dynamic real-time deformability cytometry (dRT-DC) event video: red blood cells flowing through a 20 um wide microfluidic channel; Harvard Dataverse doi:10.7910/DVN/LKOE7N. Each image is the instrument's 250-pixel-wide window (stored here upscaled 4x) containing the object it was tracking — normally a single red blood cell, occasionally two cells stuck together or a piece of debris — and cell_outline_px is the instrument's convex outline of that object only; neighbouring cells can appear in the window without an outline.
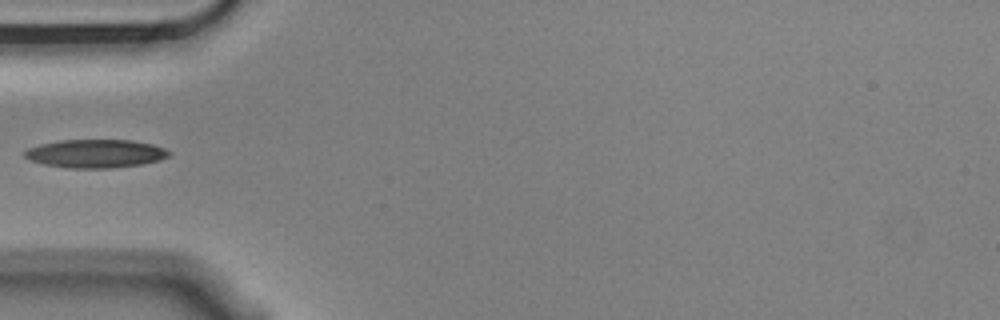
{"species": "Egyptian fruit bat (a non-hibernating species)", "species_latin": "Rousettus aegyptiacus", "temperature_condition": "cold", "stored_images_in_passage": 5, "camera_frame_rate_fps": 3000, "um_per_image_px": 0.085, "animal": {"sex": "male"}, "frame": {"image": 1, "passage_image": 5, "time_ms": 1.333, "image_size_px": [1000, 320], "cell_outline_px": [[172, 152], [168, 156], [160, 160], [140, 164], [108, 168], [68, 168], [44, 164], [28, 160], [24, 156], [24, 152], [28, 148], [40, 144], [60, 140], [132, 140], [152, 144], [164, 148]], "centroid_in_image_um": [8.1, 13.05], "position_along_channel_um": 76.9, "area_um2": 23.81}}